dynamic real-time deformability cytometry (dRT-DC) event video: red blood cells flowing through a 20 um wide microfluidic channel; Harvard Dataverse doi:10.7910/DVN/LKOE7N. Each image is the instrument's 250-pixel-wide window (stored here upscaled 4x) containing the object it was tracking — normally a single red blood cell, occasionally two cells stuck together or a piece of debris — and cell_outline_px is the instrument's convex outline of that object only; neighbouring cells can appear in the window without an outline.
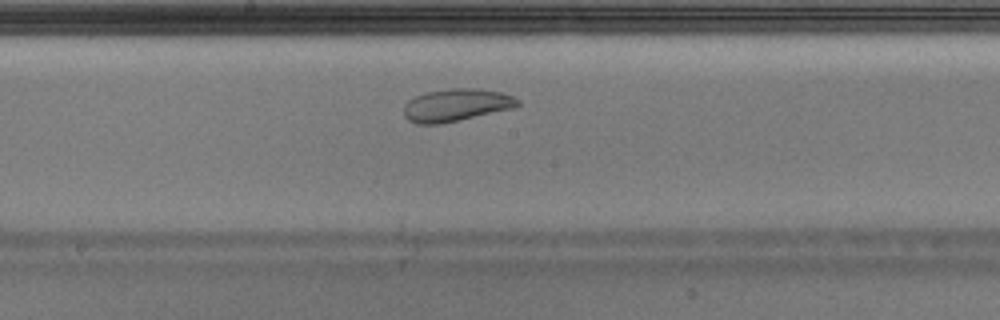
{"species": "Egyptian fruit bat (a non-hibernating species)", "species_latin": "Rousettus aegyptiacus", "temperature_condition": "warm", "stored_images_in_passage": 43, "camera_frame_rate_fps": 3000, "um_per_image_px": 0.085, "animal": {"sex": "male"}, "frame": {"image": 1, "passage_image": 19, "time_ms": 6.0, "image_size_px": [1000, 320], "cell_outline_px": [[520, 104], [516, 108], [460, 120], [440, 124], [416, 124], [408, 120], [404, 116], [404, 104], [408, 100], [416, 96], [428, 92], [452, 88], [480, 88], [500, 92], [512, 96], [520, 100]], "centroid_in_image_um": [38.8, 8.94], "position_along_channel_um": 209.4, "area_um2": 21.79}, "authors_computed_cell_mechanics": {"area_um2": 23.2934, "velocity_mm_per_s": 3.9313, "shape_relaxation_time_tau1_ms": null, "shape_relaxation_time_tau2_ms": 2.6379, "deformation_change_tau1": null, "deformation_change_tau2": 0.0636}}